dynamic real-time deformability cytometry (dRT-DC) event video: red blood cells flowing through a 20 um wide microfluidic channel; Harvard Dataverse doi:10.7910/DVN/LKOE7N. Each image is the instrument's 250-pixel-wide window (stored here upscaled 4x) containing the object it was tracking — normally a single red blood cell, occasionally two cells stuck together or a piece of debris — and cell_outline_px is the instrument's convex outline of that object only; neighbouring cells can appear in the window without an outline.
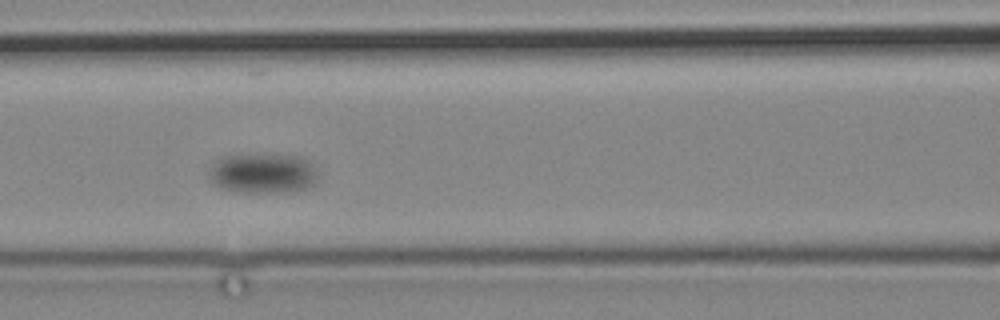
{"species": "common noctule bat (a hibernating species)", "species_latin": "Nyctalus noctula", "temperature_condition": "cold", "stored_images_in_passage": 9, "camera_frame_rate_fps": 3000, "um_per_image_px": 0.085, "animal": {"sex": "male", "body_mass_g": 19.2, "forearm_length_mm": 51.8}, "frame": {"image": 1, "passage_image": 6, "time_ms": 6.0, "image_size_px": [1000, 320], "cell_outline_px": [[320, 172], [316, 184], [296, 192], [240, 192], [220, 188], [208, 176], [208, 172], [212, 160], [220, 156], [300, 156]], "centroid_in_image_um": [22.34, 14.76], "position_along_channel_um": 144.3, "area_um2": 25.43}}
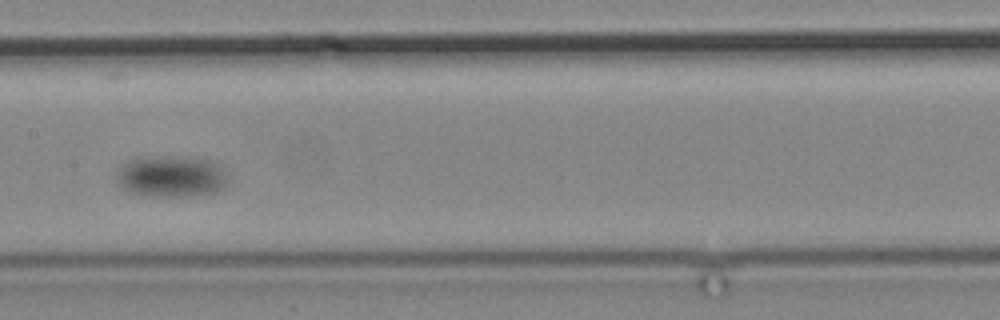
{"frame": {"image": 2, "passage_image": 8, "time_ms": 8.333, "image_size_px": [1000, 320], "cell_outline_px": [[228, 180], [224, 188], [216, 192], [184, 196], [152, 196], [132, 192], [124, 188], [116, 180], [116, 172], [124, 164], [140, 156], [168, 156], [208, 160], [216, 164], [220, 168]], "centroid_in_image_um": [14.53, 14.99], "position_along_channel_um": 192.9, "area_um2": 26.47}}